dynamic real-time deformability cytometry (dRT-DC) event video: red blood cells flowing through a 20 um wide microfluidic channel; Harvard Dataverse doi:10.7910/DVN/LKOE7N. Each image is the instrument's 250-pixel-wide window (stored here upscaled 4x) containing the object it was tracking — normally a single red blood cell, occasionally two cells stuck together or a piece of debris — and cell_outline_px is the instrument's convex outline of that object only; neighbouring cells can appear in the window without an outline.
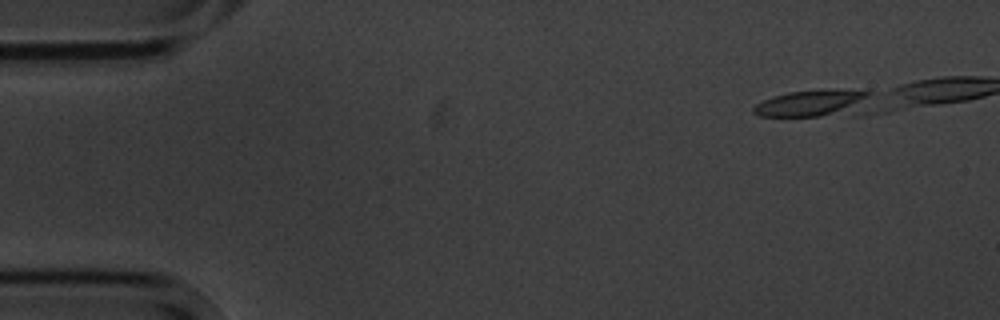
{"species": "common noctule bat (a hibernating species)", "species_latin": "Nyctalus noctula", "temperature_condition": "cold", "stored_images_in_passage": 1, "camera_frame_rate_fps": 3000, "um_per_image_px": 0.085, "animal": {"sex": "male", "body_mass_g": 20.1, "forearm_length_mm": 53.5}, "frame": {"image": 1, "passage_image": 1, "time_ms": 0.0, "image_size_px": [1000, 320], "cell_outline_px": [[872, 92], [868, 112], [864, 116], [760, 116], [752, 112], [752, 108], [756, 104], [772, 96], [788, 92]], "centroid_in_image_um": [69.28, 8.88], "position_along_channel_um": 15.7, "area_um2": 18.67}}